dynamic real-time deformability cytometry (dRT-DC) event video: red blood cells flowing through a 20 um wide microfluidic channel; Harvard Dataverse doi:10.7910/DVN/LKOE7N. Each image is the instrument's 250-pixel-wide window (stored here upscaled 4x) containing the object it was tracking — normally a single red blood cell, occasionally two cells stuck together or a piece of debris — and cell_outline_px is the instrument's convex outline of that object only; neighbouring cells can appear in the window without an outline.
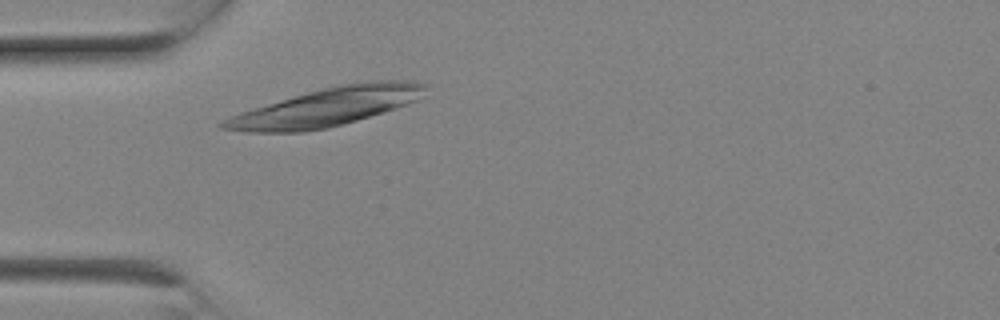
{"species": "Egyptian fruit bat (a non-hibernating species)", "species_latin": "Rousettus aegyptiacus", "temperature_condition": "room temperature", "stored_images_in_passage": 3, "camera_frame_rate_fps": 3000, "um_per_image_px": 0.085, "animal": {"sex": "female"}, "frame": {"image": 1, "passage_image": 3, "time_ms": 0.667, "image_size_px": [1000, 320], "cell_outline_px": [[428, 88], [416, 100], [408, 104], [384, 112], [328, 128], [300, 132], [248, 132], [220, 128], [216, 124], [240, 112], [308, 92], [340, 84], [364, 80], [408, 80], [428, 84]], "centroid_in_image_um": [27.8, 9.08], "position_along_channel_um": 57.2, "area_um2": 44.74}}